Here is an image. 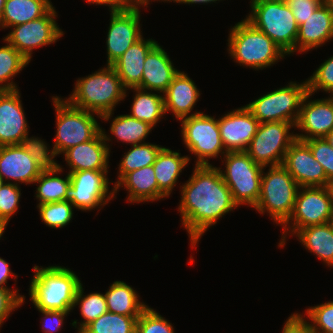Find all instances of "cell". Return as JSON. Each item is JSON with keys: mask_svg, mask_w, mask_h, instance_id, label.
Returning a JSON list of instances; mask_svg holds the SVG:
<instances>
[{"mask_svg": "<svg viewBox=\"0 0 333 333\" xmlns=\"http://www.w3.org/2000/svg\"><path fill=\"white\" fill-rule=\"evenodd\" d=\"M180 187L178 211L194 248L209 227L225 214L237 209L238 205L220 169L213 165H195L189 180Z\"/></svg>", "mask_w": 333, "mask_h": 333, "instance_id": "6da1fadb", "label": "cell"}, {"mask_svg": "<svg viewBox=\"0 0 333 333\" xmlns=\"http://www.w3.org/2000/svg\"><path fill=\"white\" fill-rule=\"evenodd\" d=\"M74 86L66 100L76 108L96 113L104 121L113 117L114 108L127 96V89L111 65L78 78Z\"/></svg>", "mask_w": 333, "mask_h": 333, "instance_id": "7a4b0ae2", "label": "cell"}, {"mask_svg": "<svg viewBox=\"0 0 333 333\" xmlns=\"http://www.w3.org/2000/svg\"><path fill=\"white\" fill-rule=\"evenodd\" d=\"M29 287L30 300L36 309L71 311L82 283L71 269L62 266H34Z\"/></svg>", "mask_w": 333, "mask_h": 333, "instance_id": "3957f363", "label": "cell"}, {"mask_svg": "<svg viewBox=\"0 0 333 333\" xmlns=\"http://www.w3.org/2000/svg\"><path fill=\"white\" fill-rule=\"evenodd\" d=\"M228 37V54L240 66L256 70L270 67L287 54L246 19L236 23Z\"/></svg>", "mask_w": 333, "mask_h": 333, "instance_id": "277c9868", "label": "cell"}, {"mask_svg": "<svg viewBox=\"0 0 333 333\" xmlns=\"http://www.w3.org/2000/svg\"><path fill=\"white\" fill-rule=\"evenodd\" d=\"M246 16L256 29L266 34L287 55L296 52L298 25L285 0H251Z\"/></svg>", "mask_w": 333, "mask_h": 333, "instance_id": "5b68a950", "label": "cell"}, {"mask_svg": "<svg viewBox=\"0 0 333 333\" xmlns=\"http://www.w3.org/2000/svg\"><path fill=\"white\" fill-rule=\"evenodd\" d=\"M299 185L281 165L269 166L262 171L261 191L254 209L268 215L276 224L283 225L291 216Z\"/></svg>", "mask_w": 333, "mask_h": 333, "instance_id": "8992f818", "label": "cell"}, {"mask_svg": "<svg viewBox=\"0 0 333 333\" xmlns=\"http://www.w3.org/2000/svg\"><path fill=\"white\" fill-rule=\"evenodd\" d=\"M56 111V135L52 149L56 155L80 143L94 139L102 127L95 119L96 113L72 106L66 99L53 96Z\"/></svg>", "mask_w": 333, "mask_h": 333, "instance_id": "52a82bcc", "label": "cell"}, {"mask_svg": "<svg viewBox=\"0 0 333 333\" xmlns=\"http://www.w3.org/2000/svg\"><path fill=\"white\" fill-rule=\"evenodd\" d=\"M225 170L220 169L222 178L230 189L234 202L254 208L261 191L262 171L246 151L227 152L224 156Z\"/></svg>", "mask_w": 333, "mask_h": 333, "instance_id": "ba28073f", "label": "cell"}, {"mask_svg": "<svg viewBox=\"0 0 333 333\" xmlns=\"http://www.w3.org/2000/svg\"><path fill=\"white\" fill-rule=\"evenodd\" d=\"M332 209L333 189L331 186L299 187L292 214L282 225L284 230L278 246L280 248L285 246L288 233L295 235L304 227L329 223Z\"/></svg>", "mask_w": 333, "mask_h": 333, "instance_id": "9c48e42d", "label": "cell"}, {"mask_svg": "<svg viewBox=\"0 0 333 333\" xmlns=\"http://www.w3.org/2000/svg\"><path fill=\"white\" fill-rule=\"evenodd\" d=\"M308 92L307 79L302 83L290 82L245 105L259 123L284 121L296 124L301 103Z\"/></svg>", "mask_w": 333, "mask_h": 333, "instance_id": "30bf717a", "label": "cell"}, {"mask_svg": "<svg viewBox=\"0 0 333 333\" xmlns=\"http://www.w3.org/2000/svg\"><path fill=\"white\" fill-rule=\"evenodd\" d=\"M180 121L183 144L197 157L195 165H211L208 159L227 153L220 136L218 119L202 112Z\"/></svg>", "mask_w": 333, "mask_h": 333, "instance_id": "8fae6325", "label": "cell"}, {"mask_svg": "<svg viewBox=\"0 0 333 333\" xmlns=\"http://www.w3.org/2000/svg\"><path fill=\"white\" fill-rule=\"evenodd\" d=\"M295 124L284 121L260 123L245 150L251 159L263 167L281 165L296 134L290 133Z\"/></svg>", "mask_w": 333, "mask_h": 333, "instance_id": "7c38bea8", "label": "cell"}, {"mask_svg": "<svg viewBox=\"0 0 333 333\" xmlns=\"http://www.w3.org/2000/svg\"><path fill=\"white\" fill-rule=\"evenodd\" d=\"M71 185L66 191L65 200L74 208L91 211L96 207L102 209L110 200L116 198L114 186L109 192L108 171H75L71 172Z\"/></svg>", "mask_w": 333, "mask_h": 333, "instance_id": "4fadbf2b", "label": "cell"}, {"mask_svg": "<svg viewBox=\"0 0 333 333\" xmlns=\"http://www.w3.org/2000/svg\"><path fill=\"white\" fill-rule=\"evenodd\" d=\"M56 14L53 6L44 16L11 27L3 41L15 47L30 62L33 49L53 44L64 35L56 23Z\"/></svg>", "mask_w": 333, "mask_h": 333, "instance_id": "5bb4252c", "label": "cell"}, {"mask_svg": "<svg viewBox=\"0 0 333 333\" xmlns=\"http://www.w3.org/2000/svg\"><path fill=\"white\" fill-rule=\"evenodd\" d=\"M139 8H120L111 11L106 38L107 65H113L124 52L143 37Z\"/></svg>", "mask_w": 333, "mask_h": 333, "instance_id": "9a60e30c", "label": "cell"}, {"mask_svg": "<svg viewBox=\"0 0 333 333\" xmlns=\"http://www.w3.org/2000/svg\"><path fill=\"white\" fill-rule=\"evenodd\" d=\"M282 165L299 187H325L328 178L323 166L314 158L310 147L296 139L287 150Z\"/></svg>", "mask_w": 333, "mask_h": 333, "instance_id": "2e32d148", "label": "cell"}, {"mask_svg": "<svg viewBox=\"0 0 333 333\" xmlns=\"http://www.w3.org/2000/svg\"><path fill=\"white\" fill-rule=\"evenodd\" d=\"M313 94L309 91L304 96L296 129V139L305 141L311 138H323L333 130V96L328 98L309 100ZM304 133V134H303Z\"/></svg>", "mask_w": 333, "mask_h": 333, "instance_id": "e0dca14e", "label": "cell"}, {"mask_svg": "<svg viewBox=\"0 0 333 333\" xmlns=\"http://www.w3.org/2000/svg\"><path fill=\"white\" fill-rule=\"evenodd\" d=\"M19 89L0 91V146L19 145L29 135Z\"/></svg>", "mask_w": 333, "mask_h": 333, "instance_id": "ac0fdd59", "label": "cell"}, {"mask_svg": "<svg viewBox=\"0 0 333 333\" xmlns=\"http://www.w3.org/2000/svg\"><path fill=\"white\" fill-rule=\"evenodd\" d=\"M259 124V121L245 106L220 117L218 126L225 151H245L256 134Z\"/></svg>", "mask_w": 333, "mask_h": 333, "instance_id": "d6986e66", "label": "cell"}, {"mask_svg": "<svg viewBox=\"0 0 333 333\" xmlns=\"http://www.w3.org/2000/svg\"><path fill=\"white\" fill-rule=\"evenodd\" d=\"M105 133V130L101 129L94 139L71 147L63 153L70 168L69 173L86 170L108 171L110 146L107 143L112 139Z\"/></svg>", "mask_w": 333, "mask_h": 333, "instance_id": "ffe728a7", "label": "cell"}, {"mask_svg": "<svg viewBox=\"0 0 333 333\" xmlns=\"http://www.w3.org/2000/svg\"><path fill=\"white\" fill-rule=\"evenodd\" d=\"M42 171L21 144L0 146V176L5 183L33 184Z\"/></svg>", "mask_w": 333, "mask_h": 333, "instance_id": "44dd1931", "label": "cell"}, {"mask_svg": "<svg viewBox=\"0 0 333 333\" xmlns=\"http://www.w3.org/2000/svg\"><path fill=\"white\" fill-rule=\"evenodd\" d=\"M333 39V8L322 3L298 26L296 52L300 54L321 47Z\"/></svg>", "mask_w": 333, "mask_h": 333, "instance_id": "7402d4cb", "label": "cell"}, {"mask_svg": "<svg viewBox=\"0 0 333 333\" xmlns=\"http://www.w3.org/2000/svg\"><path fill=\"white\" fill-rule=\"evenodd\" d=\"M178 73L167 52L157 43L145 58L139 88L164 93Z\"/></svg>", "mask_w": 333, "mask_h": 333, "instance_id": "603a6c76", "label": "cell"}, {"mask_svg": "<svg viewBox=\"0 0 333 333\" xmlns=\"http://www.w3.org/2000/svg\"><path fill=\"white\" fill-rule=\"evenodd\" d=\"M201 95L194 81L188 74L179 71L167 90L163 93L165 113L172 112L179 121L202 112H190Z\"/></svg>", "mask_w": 333, "mask_h": 333, "instance_id": "cb8c5ba5", "label": "cell"}, {"mask_svg": "<svg viewBox=\"0 0 333 333\" xmlns=\"http://www.w3.org/2000/svg\"><path fill=\"white\" fill-rule=\"evenodd\" d=\"M158 42L152 38L142 37L140 40L131 45L124 54L112 65L123 86L129 88H139L141 86L142 72L145 58L148 52Z\"/></svg>", "mask_w": 333, "mask_h": 333, "instance_id": "d4e9b609", "label": "cell"}, {"mask_svg": "<svg viewBox=\"0 0 333 333\" xmlns=\"http://www.w3.org/2000/svg\"><path fill=\"white\" fill-rule=\"evenodd\" d=\"M189 156L163 147L152 164L158 182V200L169 197L182 170L188 165Z\"/></svg>", "mask_w": 333, "mask_h": 333, "instance_id": "484cf974", "label": "cell"}, {"mask_svg": "<svg viewBox=\"0 0 333 333\" xmlns=\"http://www.w3.org/2000/svg\"><path fill=\"white\" fill-rule=\"evenodd\" d=\"M153 165L127 173L115 186V195L120 187L127 189V202L140 203L158 200V182Z\"/></svg>", "mask_w": 333, "mask_h": 333, "instance_id": "4316f807", "label": "cell"}, {"mask_svg": "<svg viewBox=\"0 0 333 333\" xmlns=\"http://www.w3.org/2000/svg\"><path fill=\"white\" fill-rule=\"evenodd\" d=\"M295 236L306 250L316 255L326 266H333V226L330 222L304 227Z\"/></svg>", "mask_w": 333, "mask_h": 333, "instance_id": "83f0119b", "label": "cell"}, {"mask_svg": "<svg viewBox=\"0 0 333 333\" xmlns=\"http://www.w3.org/2000/svg\"><path fill=\"white\" fill-rule=\"evenodd\" d=\"M52 7L50 0H6L0 28H11L38 19Z\"/></svg>", "mask_w": 333, "mask_h": 333, "instance_id": "f1b7e54d", "label": "cell"}, {"mask_svg": "<svg viewBox=\"0 0 333 333\" xmlns=\"http://www.w3.org/2000/svg\"><path fill=\"white\" fill-rule=\"evenodd\" d=\"M108 312L124 316H140L148 306L139 300L137 291L123 281H115L106 291Z\"/></svg>", "mask_w": 333, "mask_h": 333, "instance_id": "f546056e", "label": "cell"}, {"mask_svg": "<svg viewBox=\"0 0 333 333\" xmlns=\"http://www.w3.org/2000/svg\"><path fill=\"white\" fill-rule=\"evenodd\" d=\"M136 92L131 105V117L148 123L153 128L160 119L166 114L164 107V98L162 94H156L152 91L142 90L140 88H129Z\"/></svg>", "mask_w": 333, "mask_h": 333, "instance_id": "4dcf8cb0", "label": "cell"}, {"mask_svg": "<svg viewBox=\"0 0 333 333\" xmlns=\"http://www.w3.org/2000/svg\"><path fill=\"white\" fill-rule=\"evenodd\" d=\"M62 171L63 168L59 164L53 170H43L34 181V183L38 184L35 195L39 201L38 205L65 200V194L71 185V180L69 172L64 179L60 177L58 174Z\"/></svg>", "mask_w": 333, "mask_h": 333, "instance_id": "1f68e13d", "label": "cell"}, {"mask_svg": "<svg viewBox=\"0 0 333 333\" xmlns=\"http://www.w3.org/2000/svg\"><path fill=\"white\" fill-rule=\"evenodd\" d=\"M153 127L129 114L117 115L111 123L110 133L117 141L131 145L145 143Z\"/></svg>", "mask_w": 333, "mask_h": 333, "instance_id": "d6a6232c", "label": "cell"}, {"mask_svg": "<svg viewBox=\"0 0 333 333\" xmlns=\"http://www.w3.org/2000/svg\"><path fill=\"white\" fill-rule=\"evenodd\" d=\"M163 146L152 143H141L132 145L121 162L119 163V173L114 186L129 172L152 165L155 162L157 154Z\"/></svg>", "mask_w": 333, "mask_h": 333, "instance_id": "836d02e7", "label": "cell"}, {"mask_svg": "<svg viewBox=\"0 0 333 333\" xmlns=\"http://www.w3.org/2000/svg\"><path fill=\"white\" fill-rule=\"evenodd\" d=\"M84 294L83 284L81 283L74 300V308L76 305H80V314L84 318L83 322L79 323L77 320H73L72 326L78 328L80 333L88 324L95 321L104 313L108 312L105 294L102 293H90ZM77 324H80L79 326Z\"/></svg>", "mask_w": 333, "mask_h": 333, "instance_id": "e575fe53", "label": "cell"}, {"mask_svg": "<svg viewBox=\"0 0 333 333\" xmlns=\"http://www.w3.org/2000/svg\"><path fill=\"white\" fill-rule=\"evenodd\" d=\"M0 47V91L18 89L12 78L16 76L29 61L12 45L6 42ZM4 83V84H3Z\"/></svg>", "mask_w": 333, "mask_h": 333, "instance_id": "d590c367", "label": "cell"}, {"mask_svg": "<svg viewBox=\"0 0 333 333\" xmlns=\"http://www.w3.org/2000/svg\"><path fill=\"white\" fill-rule=\"evenodd\" d=\"M139 316L106 312L88 324L80 333H136Z\"/></svg>", "mask_w": 333, "mask_h": 333, "instance_id": "8d00e7d4", "label": "cell"}, {"mask_svg": "<svg viewBox=\"0 0 333 333\" xmlns=\"http://www.w3.org/2000/svg\"><path fill=\"white\" fill-rule=\"evenodd\" d=\"M40 218L51 228H63L72 221L74 206L70 201H58L37 205Z\"/></svg>", "mask_w": 333, "mask_h": 333, "instance_id": "74e56055", "label": "cell"}, {"mask_svg": "<svg viewBox=\"0 0 333 333\" xmlns=\"http://www.w3.org/2000/svg\"><path fill=\"white\" fill-rule=\"evenodd\" d=\"M22 147L32 156L42 170H53L59 166L54 160L57 156L55 151L50 150L47 143L39 137L26 135L21 142Z\"/></svg>", "mask_w": 333, "mask_h": 333, "instance_id": "f35d334b", "label": "cell"}, {"mask_svg": "<svg viewBox=\"0 0 333 333\" xmlns=\"http://www.w3.org/2000/svg\"><path fill=\"white\" fill-rule=\"evenodd\" d=\"M305 314L311 321L309 324L313 333H333V301L311 306Z\"/></svg>", "mask_w": 333, "mask_h": 333, "instance_id": "ab89813d", "label": "cell"}, {"mask_svg": "<svg viewBox=\"0 0 333 333\" xmlns=\"http://www.w3.org/2000/svg\"><path fill=\"white\" fill-rule=\"evenodd\" d=\"M172 323L147 306L136 324V333H175Z\"/></svg>", "mask_w": 333, "mask_h": 333, "instance_id": "60d3db41", "label": "cell"}, {"mask_svg": "<svg viewBox=\"0 0 333 333\" xmlns=\"http://www.w3.org/2000/svg\"><path fill=\"white\" fill-rule=\"evenodd\" d=\"M21 189L14 183H4L0 188V222L5 226L19 207Z\"/></svg>", "mask_w": 333, "mask_h": 333, "instance_id": "b9f144b4", "label": "cell"}, {"mask_svg": "<svg viewBox=\"0 0 333 333\" xmlns=\"http://www.w3.org/2000/svg\"><path fill=\"white\" fill-rule=\"evenodd\" d=\"M314 158L323 166L328 178V186L333 184V148L323 138H311L304 141Z\"/></svg>", "mask_w": 333, "mask_h": 333, "instance_id": "7bdbcfd3", "label": "cell"}, {"mask_svg": "<svg viewBox=\"0 0 333 333\" xmlns=\"http://www.w3.org/2000/svg\"><path fill=\"white\" fill-rule=\"evenodd\" d=\"M308 91L312 94L319 90L333 96V56L325 60L307 79Z\"/></svg>", "mask_w": 333, "mask_h": 333, "instance_id": "ee69618b", "label": "cell"}, {"mask_svg": "<svg viewBox=\"0 0 333 333\" xmlns=\"http://www.w3.org/2000/svg\"><path fill=\"white\" fill-rule=\"evenodd\" d=\"M19 290H12L10 288H0V327L4 323L10 313L20 307L26 298L24 295L18 293Z\"/></svg>", "mask_w": 333, "mask_h": 333, "instance_id": "f6af8a7d", "label": "cell"}, {"mask_svg": "<svg viewBox=\"0 0 333 333\" xmlns=\"http://www.w3.org/2000/svg\"><path fill=\"white\" fill-rule=\"evenodd\" d=\"M295 16L297 25H301L322 3L317 0H285Z\"/></svg>", "mask_w": 333, "mask_h": 333, "instance_id": "bcb514c9", "label": "cell"}, {"mask_svg": "<svg viewBox=\"0 0 333 333\" xmlns=\"http://www.w3.org/2000/svg\"><path fill=\"white\" fill-rule=\"evenodd\" d=\"M42 313V331L44 333H57L63 326L64 317H66L71 311H60V310H41L37 309Z\"/></svg>", "mask_w": 333, "mask_h": 333, "instance_id": "7dc6e473", "label": "cell"}, {"mask_svg": "<svg viewBox=\"0 0 333 333\" xmlns=\"http://www.w3.org/2000/svg\"><path fill=\"white\" fill-rule=\"evenodd\" d=\"M282 333H313L303 314L294 313L284 323Z\"/></svg>", "mask_w": 333, "mask_h": 333, "instance_id": "c3c4849f", "label": "cell"}, {"mask_svg": "<svg viewBox=\"0 0 333 333\" xmlns=\"http://www.w3.org/2000/svg\"><path fill=\"white\" fill-rule=\"evenodd\" d=\"M9 266V263L6 262L5 259L0 257V288H8L6 284L10 276H13L14 279L18 277L17 275L15 276Z\"/></svg>", "mask_w": 333, "mask_h": 333, "instance_id": "681fc988", "label": "cell"}, {"mask_svg": "<svg viewBox=\"0 0 333 333\" xmlns=\"http://www.w3.org/2000/svg\"><path fill=\"white\" fill-rule=\"evenodd\" d=\"M119 9L148 7L153 0H111Z\"/></svg>", "mask_w": 333, "mask_h": 333, "instance_id": "f907efd6", "label": "cell"}, {"mask_svg": "<svg viewBox=\"0 0 333 333\" xmlns=\"http://www.w3.org/2000/svg\"><path fill=\"white\" fill-rule=\"evenodd\" d=\"M89 4L109 6L110 12L119 9L111 0H85Z\"/></svg>", "mask_w": 333, "mask_h": 333, "instance_id": "816d5d0a", "label": "cell"}, {"mask_svg": "<svg viewBox=\"0 0 333 333\" xmlns=\"http://www.w3.org/2000/svg\"><path fill=\"white\" fill-rule=\"evenodd\" d=\"M175 3H180V4H211V3H215L216 1H222V0H172Z\"/></svg>", "mask_w": 333, "mask_h": 333, "instance_id": "f5cc1de1", "label": "cell"}, {"mask_svg": "<svg viewBox=\"0 0 333 333\" xmlns=\"http://www.w3.org/2000/svg\"><path fill=\"white\" fill-rule=\"evenodd\" d=\"M324 139L328 142V144L333 148V130H331Z\"/></svg>", "mask_w": 333, "mask_h": 333, "instance_id": "db71d44e", "label": "cell"}, {"mask_svg": "<svg viewBox=\"0 0 333 333\" xmlns=\"http://www.w3.org/2000/svg\"><path fill=\"white\" fill-rule=\"evenodd\" d=\"M6 0H0V20L3 15V8Z\"/></svg>", "mask_w": 333, "mask_h": 333, "instance_id": "11a10c76", "label": "cell"}, {"mask_svg": "<svg viewBox=\"0 0 333 333\" xmlns=\"http://www.w3.org/2000/svg\"><path fill=\"white\" fill-rule=\"evenodd\" d=\"M6 226L0 222V239L3 235V233L5 232Z\"/></svg>", "mask_w": 333, "mask_h": 333, "instance_id": "9f6ffc18", "label": "cell"}, {"mask_svg": "<svg viewBox=\"0 0 333 333\" xmlns=\"http://www.w3.org/2000/svg\"><path fill=\"white\" fill-rule=\"evenodd\" d=\"M326 3L333 8V0H327Z\"/></svg>", "mask_w": 333, "mask_h": 333, "instance_id": "6f0895ef", "label": "cell"}, {"mask_svg": "<svg viewBox=\"0 0 333 333\" xmlns=\"http://www.w3.org/2000/svg\"><path fill=\"white\" fill-rule=\"evenodd\" d=\"M4 180L2 179V177L0 176V188L2 187V185L4 184Z\"/></svg>", "mask_w": 333, "mask_h": 333, "instance_id": "680465c9", "label": "cell"}, {"mask_svg": "<svg viewBox=\"0 0 333 333\" xmlns=\"http://www.w3.org/2000/svg\"><path fill=\"white\" fill-rule=\"evenodd\" d=\"M330 223H331L332 226H333V209H332V217H331V221H330Z\"/></svg>", "mask_w": 333, "mask_h": 333, "instance_id": "91938a15", "label": "cell"}, {"mask_svg": "<svg viewBox=\"0 0 333 333\" xmlns=\"http://www.w3.org/2000/svg\"><path fill=\"white\" fill-rule=\"evenodd\" d=\"M154 1H155V0H154ZM156 1H160V0H156ZM161 1H163V2H164V1H165V2L167 1V2H168V1H169V3L172 2V0H161Z\"/></svg>", "mask_w": 333, "mask_h": 333, "instance_id": "94428289", "label": "cell"}, {"mask_svg": "<svg viewBox=\"0 0 333 333\" xmlns=\"http://www.w3.org/2000/svg\"><path fill=\"white\" fill-rule=\"evenodd\" d=\"M320 1L321 3H325L327 0H317Z\"/></svg>", "mask_w": 333, "mask_h": 333, "instance_id": "6125c7cd", "label": "cell"}]
</instances>
